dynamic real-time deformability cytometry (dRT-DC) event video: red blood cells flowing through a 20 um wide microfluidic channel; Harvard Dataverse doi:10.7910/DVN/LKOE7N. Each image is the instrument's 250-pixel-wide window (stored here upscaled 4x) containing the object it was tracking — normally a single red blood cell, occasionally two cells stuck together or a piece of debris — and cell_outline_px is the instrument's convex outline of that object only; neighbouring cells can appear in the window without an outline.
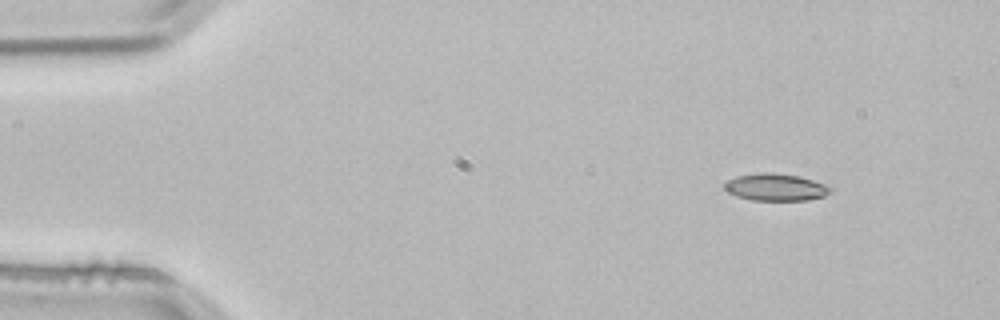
{"species": "common noctule bat (a hibernating species)", "species_latin": "Nyctalus noctula", "temperature_condition": "room temperature", "stored_images_in_passage": 4, "camera_frame_rate_fps": 3000, "um_per_image_px": 0.085, "animal": {"sex": "male", "body_mass_g": 21.5, "forearm_length_mm": 52.0}, "frame": {"image": 1, "passage_image": 1, "time_ms": 0.0, "image_size_px": [1000, 320], "cell_outline_px": [[832, 192], [824, 196], [808, 200], [752, 200], [736, 196], [728, 192], [724, 188], [724, 184], [728, 180], [736, 176], [760, 172], [772, 172], [800, 176], [824, 184], [832, 188]], "centroid_in_image_um": [65.93, 15.91], "position_along_channel_um": 19.1, "area_um2": 16.82}}